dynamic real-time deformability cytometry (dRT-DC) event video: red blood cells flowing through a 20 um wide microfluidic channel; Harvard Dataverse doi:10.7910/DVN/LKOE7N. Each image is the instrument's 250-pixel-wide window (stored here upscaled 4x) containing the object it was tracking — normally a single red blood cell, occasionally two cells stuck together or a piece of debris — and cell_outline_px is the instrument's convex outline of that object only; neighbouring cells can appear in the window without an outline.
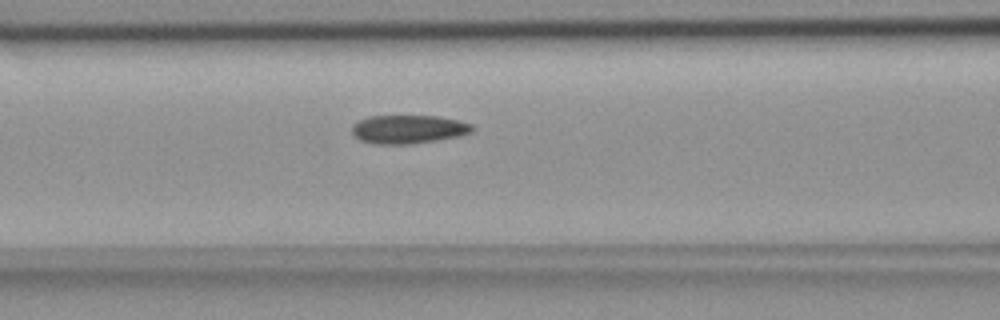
{"species": "common noctule bat (a hibernating species)", "species_latin": "Nyctalus noctula", "temperature_condition": "room temperature", "stored_images_in_passage": 36, "camera_frame_rate_fps": 3000, "um_per_image_px": 0.085, "animal": {"sex": "female", "body_mass_g": 18.4}, "frame": {"image": 1, "passage_image": 10, "time_ms": 3.0, "image_size_px": [1000, 320], "cell_outline_px": [[472, 132], [460, 136], [412, 144], [376, 144], [360, 140], [352, 132], [352, 124], [368, 116], [436, 116], [456, 120], [472, 124]], "centroid_in_image_um": [34.69, 10.99], "position_along_channel_um": 131.9, "area_um2": 19.88}}
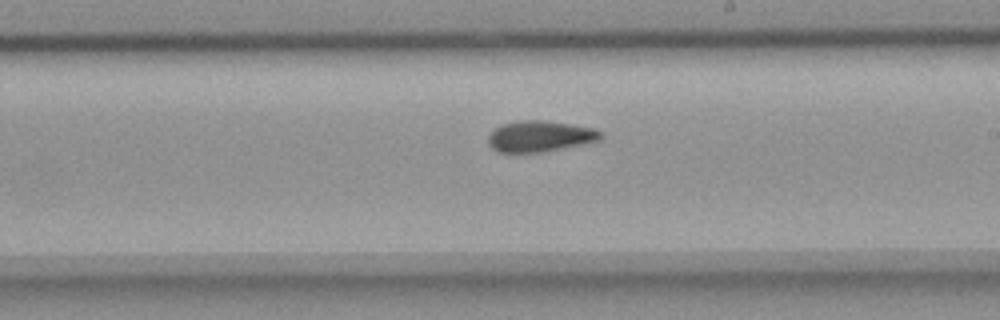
{"frame": {"image": 2, "passage_image": 19, "time_ms": 6.0, "image_size_px": [1000, 320], "cell_outline_px": [[600, 140], [540, 152], [500, 152], [492, 148], [488, 144], [488, 136], [496, 128], [504, 124], [520, 120], [544, 120], [572, 124], [596, 128], [600, 132]], "centroid_in_image_um": [45.88, 11.57], "position_along_channel_um": 243.1, "area_um2": 20.0}}
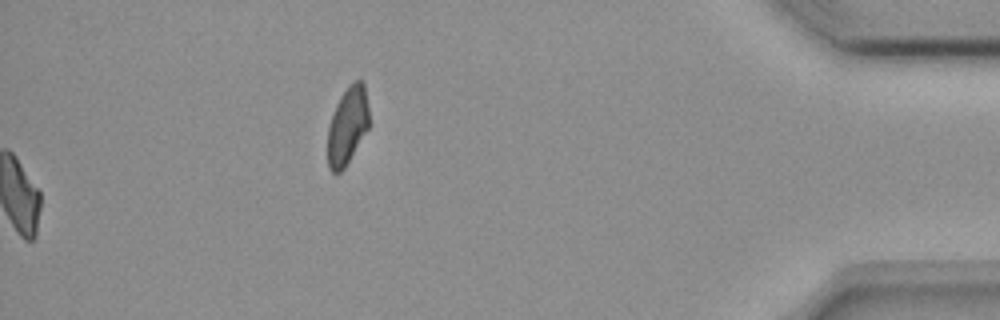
{"frame": {"image": 3, "passage_image": 36, "time_ms": 11.667, "image_size_px": [1000, 320], "cell_outline_px": [[368, 128], [344, 168], [340, 172], [332, 172], [328, 168], [328, 128], [336, 104], [340, 96], [348, 84], [356, 80], [360, 80], [364, 84], [368, 108]], "centroid_in_image_um": [29.52, 10.67], "position_along_channel_um": 405.7, "area_um2": 18.44}, "authors_computed_cell_mechanics": {"area_um2": 20.0855, "velocity_mm_per_s": 3.7252, "shape_relaxation_time_tau1_ms": null, "shape_relaxation_time_tau2_ms": 4.904, "deformation_change_tau1": null, "deformation_change_tau2": 0.0926}}